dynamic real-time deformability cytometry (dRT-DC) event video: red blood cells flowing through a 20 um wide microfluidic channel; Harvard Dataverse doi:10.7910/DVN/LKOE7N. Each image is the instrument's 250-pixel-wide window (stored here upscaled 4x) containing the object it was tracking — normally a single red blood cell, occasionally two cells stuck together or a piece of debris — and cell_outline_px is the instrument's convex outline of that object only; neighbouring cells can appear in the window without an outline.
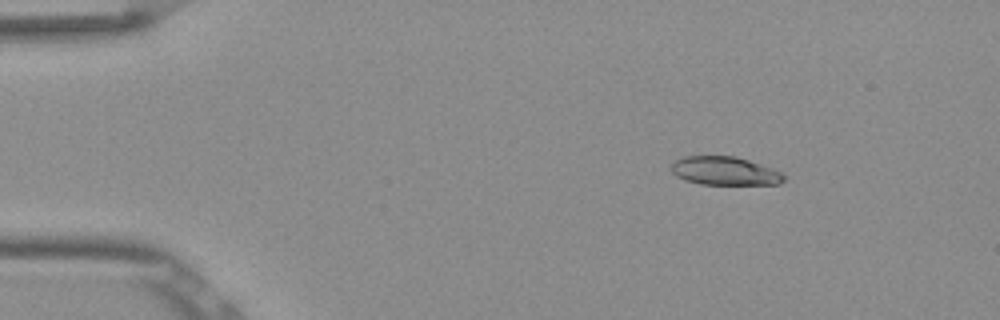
{"species": "Egyptian fruit bat (a non-hibernating species)", "species_latin": "Rousettus aegyptiacus", "temperature_condition": "room temperature", "stored_images_in_passage": 17, "camera_frame_rate_fps": 3000, "um_per_image_px": 0.085, "frame": {"image": 1, "passage_image": 8, "time_ms": 2.333, "image_size_px": [1000, 320], "cell_outline_px": [[784, 180], [780, 184], [700, 184], [684, 180], [676, 176], [668, 168], [676, 160], [684, 156], [736, 156], [772, 168], [780, 172], [784, 176]], "centroid_in_image_um": [61.56, 14.53], "position_along_channel_um": 23.4, "area_um2": 18.67}}